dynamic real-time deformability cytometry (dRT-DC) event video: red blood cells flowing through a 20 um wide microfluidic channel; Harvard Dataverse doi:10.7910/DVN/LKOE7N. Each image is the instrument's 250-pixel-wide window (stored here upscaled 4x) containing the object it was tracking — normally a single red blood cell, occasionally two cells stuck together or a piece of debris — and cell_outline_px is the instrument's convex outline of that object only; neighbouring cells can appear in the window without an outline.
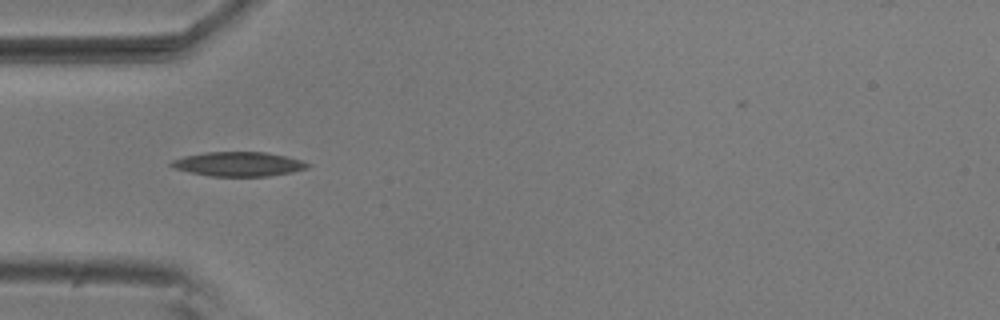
{"species": "common noctule bat (a hibernating species)", "species_latin": "Nyctalus noctula", "temperature_condition": "room temperature", "stored_images_in_passage": 1, "camera_frame_rate_fps": 3000, "um_per_image_px": 0.085, "animal": {"sex": "male", "body_mass_g": 20.5, "forearm_length_mm": 52.5}, "frame": {"image": 1, "passage_image": 1, "time_ms": 0.0, "image_size_px": [1000, 320], "cell_outline_px": [[312, 164], [308, 168], [292, 172], [268, 176], [208, 176], [176, 168], [168, 164], [172, 160], [184, 156], [204, 152], [264, 152], [304, 160]], "centroid_in_image_um": [20.31, 13.94], "position_along_channel_um": 64.7, "area_um2": 19.31}}